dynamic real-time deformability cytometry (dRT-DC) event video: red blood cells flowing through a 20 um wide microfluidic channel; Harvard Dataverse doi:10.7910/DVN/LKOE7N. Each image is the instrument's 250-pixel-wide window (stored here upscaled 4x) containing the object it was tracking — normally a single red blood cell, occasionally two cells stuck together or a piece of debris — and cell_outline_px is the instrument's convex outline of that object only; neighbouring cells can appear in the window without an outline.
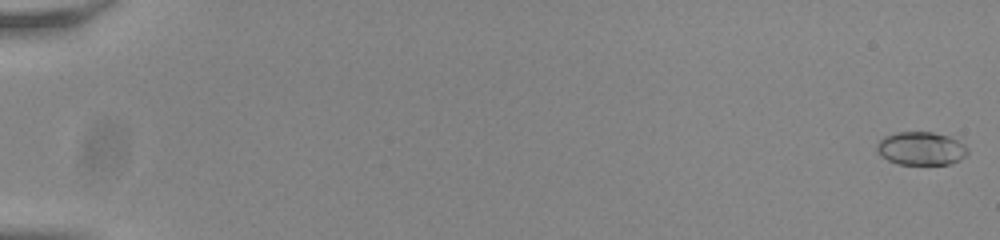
{"species": "common noctule bat (a hibernating species)", "species_latin": "Nyctalus noctula", "temperature_condition": "room temperature", "stored_images_in_passage": 56, "camera_frame_rate_fps": 3000, "um_per_image_px": 0.085, "animal": {"sex": "male", "body_mass_g": 20.0, "forearm_length_mm": 53.3}, "frame": {"image": 1, "passage_image": 1, "time_ms": 0.0, "image_size_px": [1000, 240], "cell_outline_px": [[968, 152], [960, 160], [952, 164], [896, 164], [880, 156], [876, 152], [876, 144], [884, 136], [896, 132], [932, 132], [948, 136], [964, 144], [968, 148]], "centroid_in_image_um": [78.26, 12.62], "position_along_channel_um": 6.7, "area_um2": 17.74}}
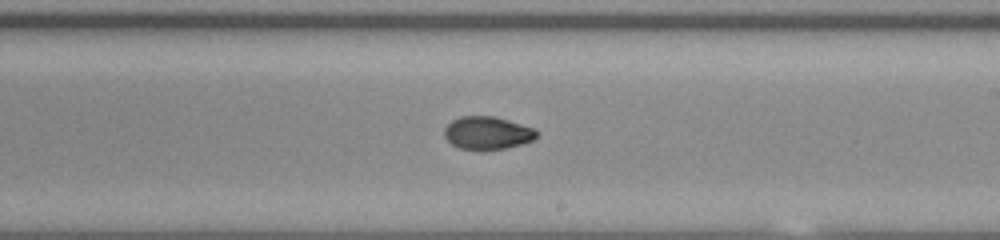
{"frame": {"image": 2, "passage_image": 35, "time_ms": 11.333, "image_size_px": [1000, 240], "cell_outline_px": [[540, 132], [532, 140], [520, 144], [504, 148], [460, 148], [452, 144], [444, 136], [444, 128], [452, 120], [460, 116], [492, 116], [508, 120], [536, 128]], "centroid_in_image_um": [41.44, 11.26], "position_along_channel_um": 247.6, "area_um2": 17.34}}
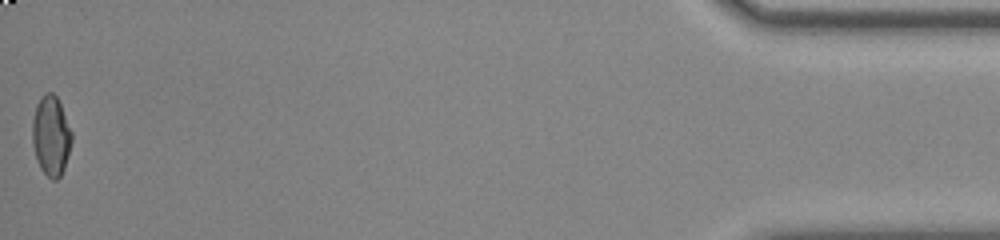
{"frame": {"image": 3, "passage_image": 56, "time_ms": 18.333, "image_size_px": [1000, 240], "cell_outline_px": [[72, 140], [68, 156], [64, 168], [60, 176], [56, 180], [52, 180], [40, 168], [36, 160], [32, 144], [32, 120], [36, 104], [40, 96], [44, 92], [52, 92], [56, 96], [60, 104], [72, 132]], "centroid_in_image_um": [4.32, 11.53], "position_along_channel_um": 430.9, "area_um2": 18.5}, "authors_computed_cell_mechanics": {"area_um2": 17.6001, "velocity_mm_per_s": 3.8244, "shape_relaxation_time_tau1_ms": null, "shape_relaxation_time_tau2_ms": 1.9674, "deformation_change_tau1": null, "deformation_change_tau2": 0.0474}}